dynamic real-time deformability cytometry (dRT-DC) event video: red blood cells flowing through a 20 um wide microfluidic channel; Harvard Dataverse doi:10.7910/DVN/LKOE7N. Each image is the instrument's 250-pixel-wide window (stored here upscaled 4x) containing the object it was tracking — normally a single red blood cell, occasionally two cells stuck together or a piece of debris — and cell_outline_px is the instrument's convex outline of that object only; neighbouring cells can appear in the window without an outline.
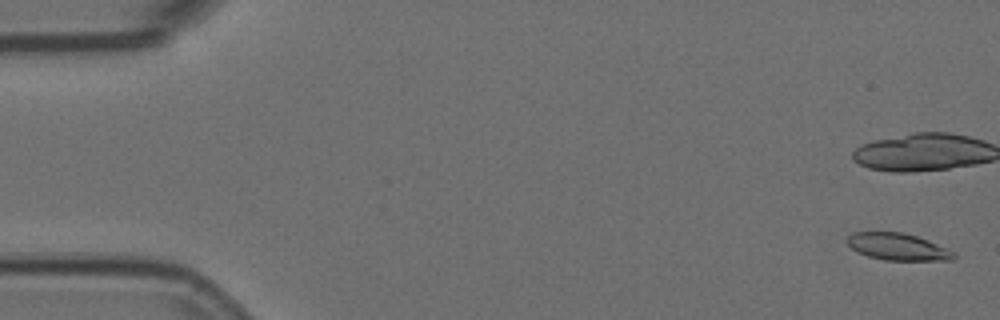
{"species": "Egyptian fruit bat (a non-hibernating species)", "species_latin": "Rousettus aegyptiacus", "temperature_condition": "room temperature", "stored_images_in_passage": 6, "camera_frame_rate_fps": 3000, "um_per_image_px": 0.085, "animal": {"sex": "female"}, "frame": {"image": 1, "passage_image": 1, "time_ms": 0.0, "image_size_px": [1000, 320], "cell_outline_px": [[956, 256], [952, 260], [884, 260], [868, 256], [856, 252], [848, 244], [848, 236], [852, 232], [904, 232], [928, 240], [948, 248], [956, 252]], "centroid_in_image_um": [76.34, 20.97], "position_along_channel_um": 8.7, "area_um2": 16.82}}